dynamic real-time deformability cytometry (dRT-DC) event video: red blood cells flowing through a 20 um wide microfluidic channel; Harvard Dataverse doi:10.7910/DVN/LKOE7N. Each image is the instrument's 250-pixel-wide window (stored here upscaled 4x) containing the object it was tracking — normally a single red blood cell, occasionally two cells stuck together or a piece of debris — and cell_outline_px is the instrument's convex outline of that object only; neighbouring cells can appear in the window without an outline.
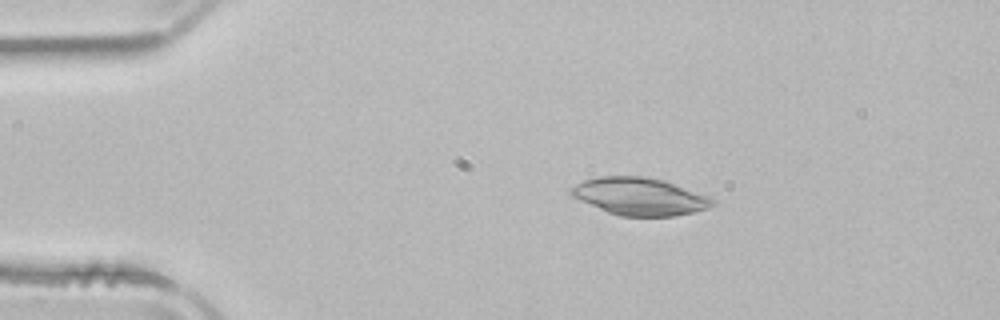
{"species": "common noctule bat (a hibernating species)", "species_latin": "Nyctalus noctula", "temperature_condition": "room temperature", "stored_images_in_passage": 44, "camera_frame_rate_fps": 3000, "um_per_image_px": 0.085, "animal": {"sex": "male", "body_mass_g": 21.5, "forearm_length_mm": 52.0}, "frame": {"image": 1, "passage_image": 2, "time_ms": 0.333, "image_size_px": [1000, 320], "cell_outline_px": [[716, 200], [708, 208], [692, 212], [672, 216], [620, 216], [608, 212], [580, 200], [572, 196], [568, 192], [568, 188], [584, 180], [596, 176], [648, 176], [664, 180], [708, 196]], "centroid_in_image_um": [54.33, 16.68], "position_along_channel_um": 30.7, "area_um2": 30.81}}
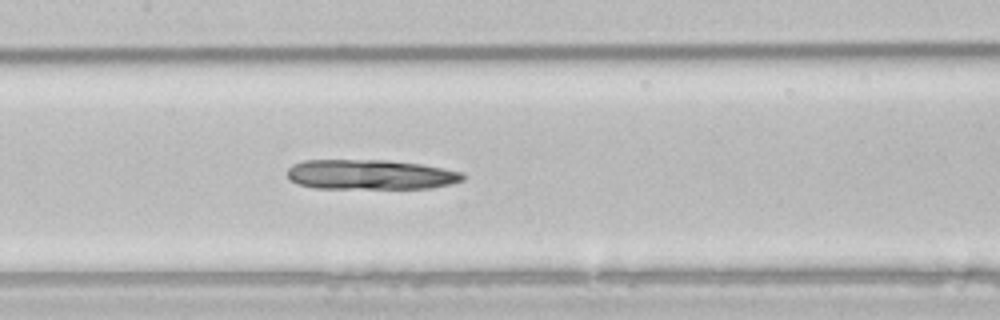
{"frame": {"image": 2, "passage_image": 17, "time_ms": 5.333, "image_size_px": [1000, 320], "cell_outline_px": [[464, 180], [432, 188], [312, 188], [296, 184], [288, 180], [288, 168], [292, 164], [304, 160], [388, 160], [420, 164], [464, 172]], "centroid_in_image_um": [31.44, 14.84], "position_along_channel_um": 176.0, "area_um2": 30.75}}
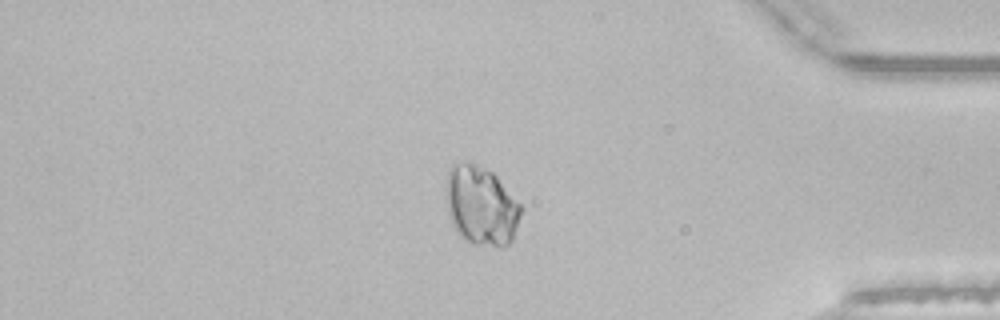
{"frame": {"image": 3, "passage_image": 36, "time_ms": 11.667, "image_size_px": [1000, 320], "cell_outline_px": [[520, 216], [512, 240], [504, 248], [500, 248], [472, 244], [464, 240], [456, 232], [452, 224], [448, 212], [444, 196], [444, 188], [448, 168], [452, 164], [468, 160], [472, 160], [492, 172], [496, 176], [520, 204]], "centroid_in_image_um": [40.83, 17.47], "position_along_channel_um": 394.4, "area_um2": 35.37}}